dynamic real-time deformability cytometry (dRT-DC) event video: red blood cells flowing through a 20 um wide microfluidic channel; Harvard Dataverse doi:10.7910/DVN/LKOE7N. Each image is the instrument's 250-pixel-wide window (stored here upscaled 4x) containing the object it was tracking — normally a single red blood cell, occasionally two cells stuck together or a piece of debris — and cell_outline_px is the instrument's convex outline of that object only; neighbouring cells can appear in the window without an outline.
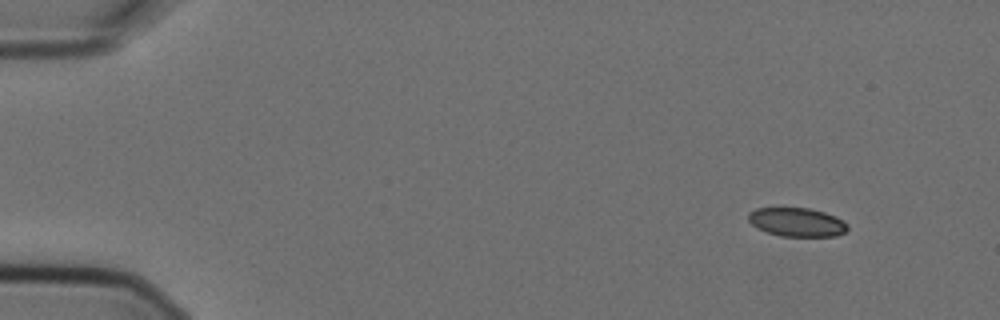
{"species": "Egyptian fruit bat (a non-hibernating species)", "species_latin": "Rousettus aegyptiacus", "temperature_condition": "cold", "stored_images_in_passage": 4, "camera_frame_rate_fps": 3000, "um_per_image_px": 0.085, "animal": {"sex": "female"}, "frame": {"image": 1, "passage_image": 1, "time_ms": 0.0, "image_size_px": [1000, 320], "cell_outline_px": [[848, 228], [844, 232], [836, 236], [780, 236], [756, 228], [748, 220], [748, 212], [756, 208], [808, 208], [824, 212], [836, 216], [848, 224]], "centroid_in_image_um": [67.73, 18.88], "position_along_channel_um": 17.3, "area_um2": 16.65}}
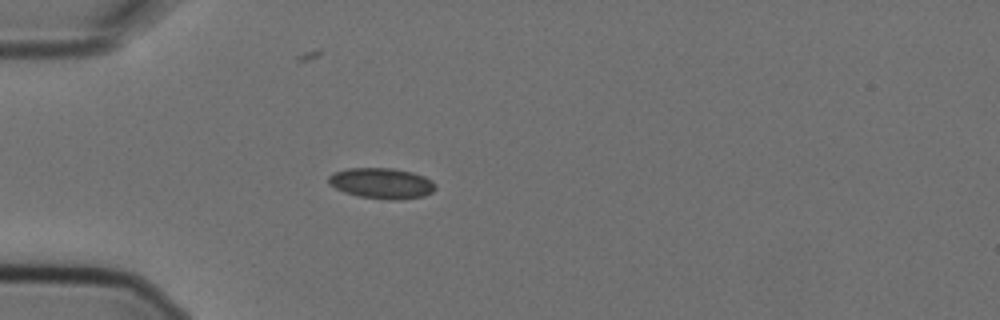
{"frame": {"image": 2, "passage_image": 4, "time_ms": 1.0, "image_size_px": [1000, 320], "cell_outline_px": [[436, 188], [432, 192], [424, 196], [400, 200], [388, 200], [360, 196], [344, 192], [328, 184], [328, 176], [332, 172], [348, 168], [392, 168], [412, 172], [424, 176], [432, 180], [436, 184]], "centroid_in_image_um": [32.45, 15.58], "position_along_channel_um": 52.6, "area_um2": 19.31}}